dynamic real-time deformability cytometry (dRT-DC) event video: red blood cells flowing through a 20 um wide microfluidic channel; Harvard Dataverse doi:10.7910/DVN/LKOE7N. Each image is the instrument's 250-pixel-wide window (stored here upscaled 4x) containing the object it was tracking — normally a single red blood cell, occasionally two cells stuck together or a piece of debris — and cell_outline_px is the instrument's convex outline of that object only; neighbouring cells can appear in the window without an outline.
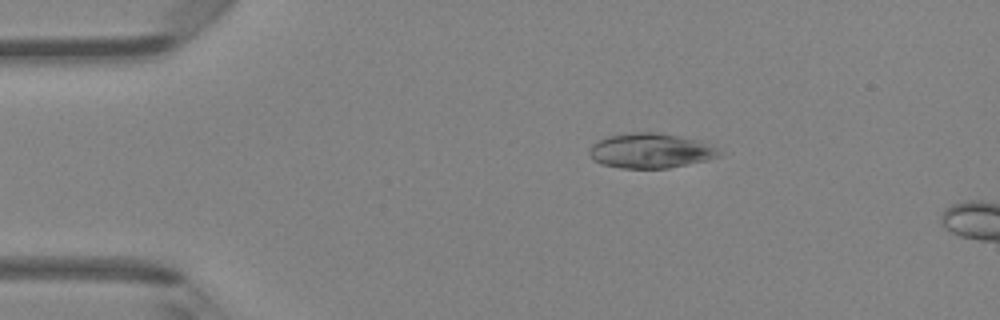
{"species": "Egyptian fruit bat (a non-hibernating species)", "species_latin": "Rousettus aegyptiacus", "temperature_condition": "room temperature", "stored_images_in_passage": 4, "camera_frame_rate_fps": 3000, "um_per_image_px": 0.085, "animal": {"sex": "female"}, "frame": {"image": 1, "passage_image": 3, "time_ms": 0.667, "image_size_px": [1000, 320], "cell_outline_px": [[728, 152], [720, 156], [708, 160], [668, 168], [620, 168], [600, 164], [592, 160], [588, 152], [592, 144], [596, 140], [608, 136], [632, 132], [652, 132], [680, 136], [700, 140]], "centroid_in_image_um": [55.33, 12.81], "position_along_channel_um": 29.7, "area_um2": 26.88}}